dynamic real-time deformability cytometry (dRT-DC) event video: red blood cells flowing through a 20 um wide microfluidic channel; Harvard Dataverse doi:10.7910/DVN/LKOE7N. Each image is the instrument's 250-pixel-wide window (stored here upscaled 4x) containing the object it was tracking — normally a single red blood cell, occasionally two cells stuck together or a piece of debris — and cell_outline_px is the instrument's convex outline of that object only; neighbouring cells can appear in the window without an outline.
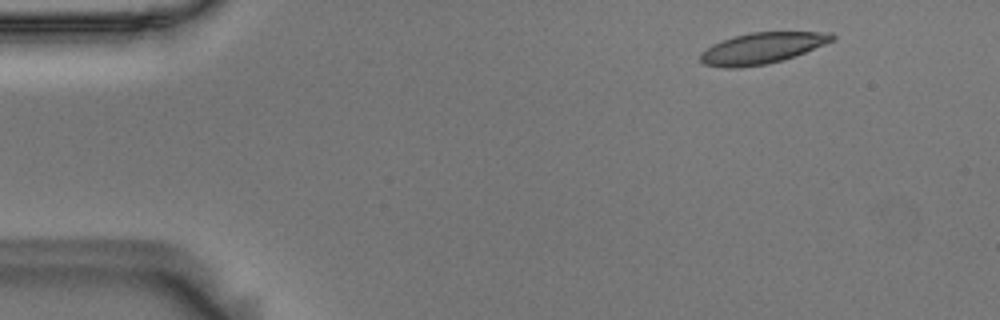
{"species": "Egyptian fruit bat (a non-hibernating species)", "species_latin": "Rousettus aegyptiacus", "temperature_condition": "room temperature", "stored_images_in_passage": 52, "camera_frame_rate_fps": 3000, "um_per_image_px": 0.085, "animal": {"sex": "male"}, "frame": {"image": 1, "passage_image": 3, "time_ms": 0.667, "image_size_px": [1000, 320], "cell_outline_px": [[836, 40], [784, 60], [764, 64], [740, 68], [724, 68], [704, 64], [700, 60], [700, 52], [712, 44], [736, 36], [752, 32], [832, 32], [836, 36]], "centroid_in_image_um": [64.79, 4.1], "position_along_channel_um": 20.2, "area_um2": 23.87}}
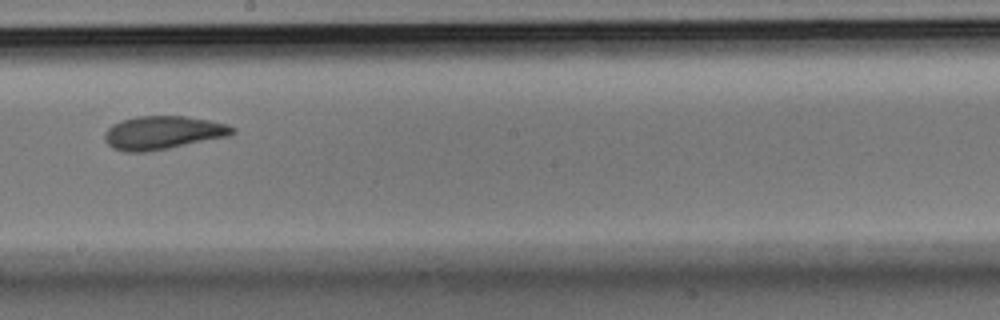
{"frame": {"image": 2, "passage_image": 28, "time_ms": 9.0, "image_size_px": [1000, 320], "cell_outline_px": [[236, 132], [232, 136], [168, 148], [144, 152], [124, 152], [112, 148], [104, 140], [104, 132], [112, 124], [120, 120], [136, 116], [184, 116], [208, 120], [228, 124], [236, 128]], "centroid_in_image_um": [13.85, 11.28], "position_along_channel_um": 234.3, "area_um2": 25.14}}
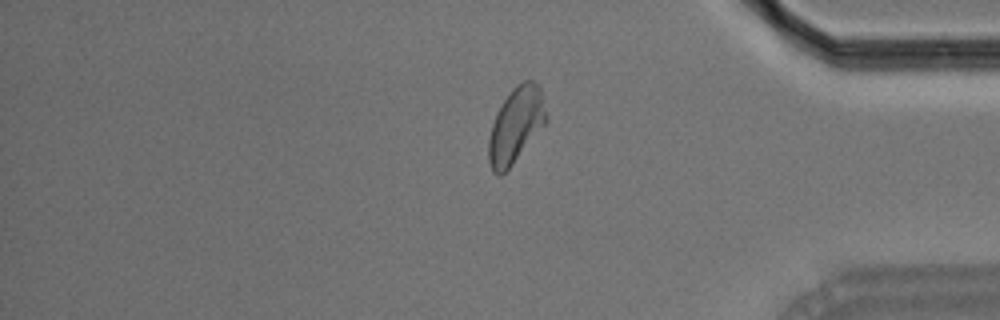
{"frame": {"image": 3, "passage_image": 43, "time_ms": 14.0, "image_size_px": [1000, 320], "cell_outline_px": [[548, 120], [512, 164], [500, 176], [496, 176], [492, 172], [488, 160], [488, 140], [492, 124], [496, 112], [512, 88], [516, 84], [524, 80], [532, 80], [540, 88], [548, 116]], "centroid_in_image_um": [43.83, 10.63], "position_along_channel_um": 391.4, "area_um2": 25.2}, "authors_computed_cell_mechanics": {"area_um2": 24.6228, "velocity_mm_per_s": 3.5881, "shape_relaxation_time_tau1_ms": 5.4988, "shape_relaxation_time_tau2_ms": 1.9227, "deformation_change_tau1": 0.1483, "deformation_change_tau2": 0.072}}